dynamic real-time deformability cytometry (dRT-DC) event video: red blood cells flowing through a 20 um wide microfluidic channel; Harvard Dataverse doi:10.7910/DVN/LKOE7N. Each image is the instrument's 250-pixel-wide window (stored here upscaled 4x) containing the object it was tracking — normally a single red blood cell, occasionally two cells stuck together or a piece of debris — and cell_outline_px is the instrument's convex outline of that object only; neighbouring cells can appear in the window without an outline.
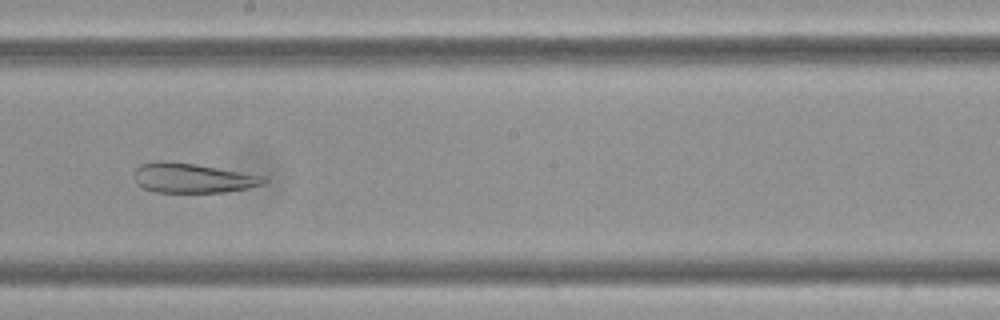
{"species": "Egyptian fruit bat (a non-hibernating species)", "species_latin": "Rousettus aegyptiacus", "temperature_condition": "cold", "stored_images_in_passage": 9, "camera_frame_rate_fps": 3000, "um_per_image_px": 0.085, "frame": {"image": 1, "passage_image": 7, "time_ms": 2.0, "image_size_px": [1000, 320], "cell_outline_px": [[268, 180], [264, 184], [248, 188], [224, 192], [156, 192], [144, 188], [136, 184], [136, 168], [140, 164], [156, 160], [164, 160], [196, 164], [264, 176]], "centroid_in_image_um": [16.37, 15.12], "position_along_channel_um": 231.8, "area_um2": 22.37}}